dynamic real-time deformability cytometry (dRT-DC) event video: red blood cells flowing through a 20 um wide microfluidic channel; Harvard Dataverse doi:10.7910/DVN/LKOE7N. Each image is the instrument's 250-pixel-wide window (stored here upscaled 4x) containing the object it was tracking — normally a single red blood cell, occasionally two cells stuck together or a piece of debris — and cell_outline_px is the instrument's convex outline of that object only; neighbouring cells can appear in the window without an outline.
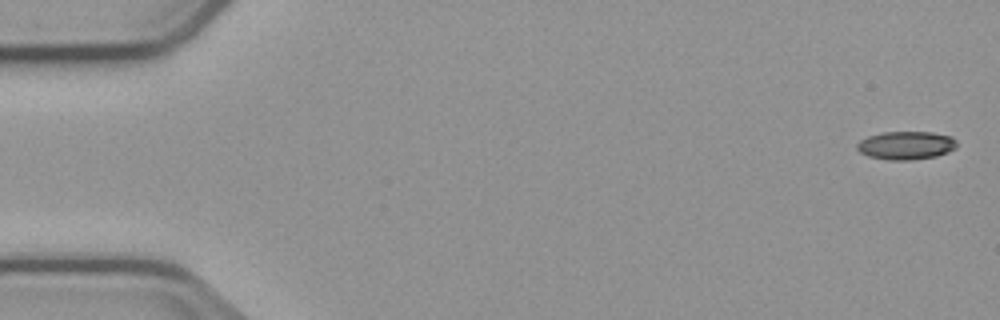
{"species": "common noctule bat (a hibernating species)", "species_latin": "Nyctalus noctula", "temperature_condition": "cold", "stored_images_in_passage": 5, "camera_frame_rate_fps": 3000, "um_per_image_px": 0.085, "animal": {"sex": "male", "body_mass_g": 23.1, "forearm_length_mm": 52.7}, "frame": {"image": 1, "passage_image": 1, "time_ms": 0.0, "image_size_px": [1000, 320], "cell_outline_px": [[956, 148], [948, 152], [936, 156], [912, 160], [888, 160], [868, 156], [860, 152], [856, 148], [856, 144], [860, 140], [868, 136], [880, 132], [932, 132], [952, 136], [956, 140]], "centroid_in_image_um": [77.01, 12.35], "position_along_channel_um": 8.0, "area_um2": 16.59}}
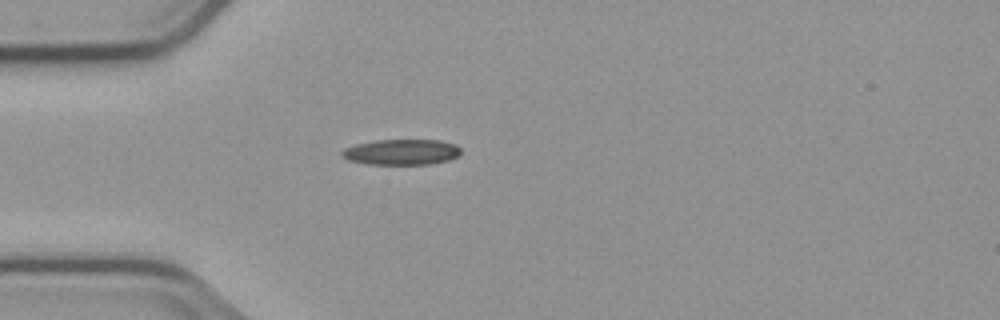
{"frame": {"image": 2, "passage_image": 5, "time_ms": 4.667, "image_size_px": [1000, 320], "cell_outline_px": [[460, 152], [456, 156], [448, 160], [428, 164], [368, 164], [348, 160], [340, 156], [340, 152], [344, 148], [356, 144], [376, 140], [440, 140], [456, 144], [460, 148]], "centroid_in_image_um": [34.09, 12.92], "position_along_channel_um": 50.9, "area_um2": 17.74}}